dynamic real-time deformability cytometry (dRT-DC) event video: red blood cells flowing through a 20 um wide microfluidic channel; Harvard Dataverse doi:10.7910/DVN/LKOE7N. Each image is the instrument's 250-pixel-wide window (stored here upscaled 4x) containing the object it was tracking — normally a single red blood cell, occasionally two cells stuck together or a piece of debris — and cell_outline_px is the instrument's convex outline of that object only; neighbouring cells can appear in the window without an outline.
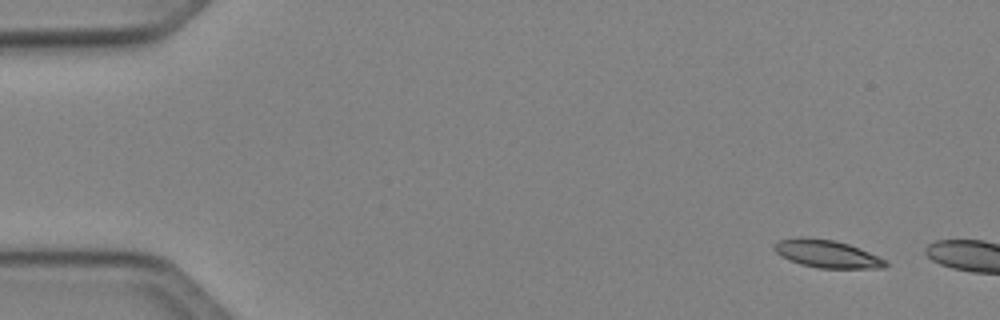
{"species": "Egyptian fruit bat (a non-hibernating species)", "species_latin": "Rousettus aegyptiacus", "temperature_condition": "cold", "stored_images_in_passage": 9, "camera_frame_rate_fps": 3000, "um_per_image_px": 0.085, "animal": {"sex": "female"}, "frame": {"image": 1, "passage_image": 1, "time_ms": 0.0, "image_size_px": [1000, 320], "cell_outline_px": [[888, 264], [884, 268], [820, 268], [800, 264], [788, 260], [780, 256], [772, 248], [780, 240], [832, 240], [848, 244], [860, 248], [888, 260]], "centroid_in_image_um": [70.38, 21.64], "position_along_channel_um": 14.6, "area_um2": 17.28}}